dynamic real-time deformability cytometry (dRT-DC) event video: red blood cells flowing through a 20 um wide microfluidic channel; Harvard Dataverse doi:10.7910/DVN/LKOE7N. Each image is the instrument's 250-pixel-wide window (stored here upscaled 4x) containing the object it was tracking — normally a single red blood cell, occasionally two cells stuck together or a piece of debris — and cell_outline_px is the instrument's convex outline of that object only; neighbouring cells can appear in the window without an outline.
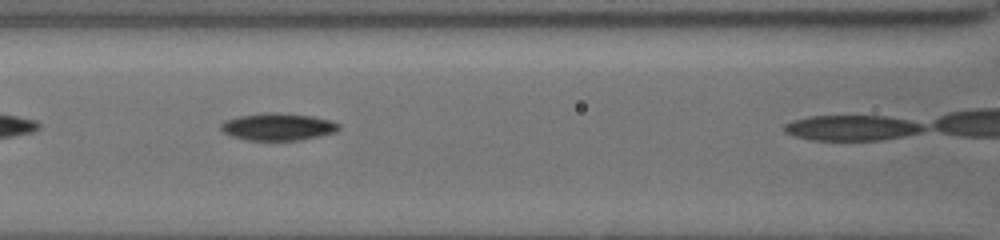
{"species": "common noctule bat (a hibernating species)", "species_latin": "Nyctalus noctula", "temperature_condition": "cold", "stored_images_in_passage": 11, "camera_frame_rate_fps": 3000, "um_per_image_px": 0.085, "animal": {"sex": "female", "body_mass_g": 19.5, "forearm_length_mm": 54.1}, "frame": {"image": 1, "passage_image": 10, "time_ms": 8.333, "image_size_px": [1000, 240], "cell_outline_px": [[340, 128], [332, 132], [316, 136], [296, 140], [248, 140], [232, 136], [224, 132], [220, 128], [220, 124], [224, 120], [240, 116], [272, 112], [312, 116], [328, 120], [340, 124]], "centroid_in_image_um": [23.57, 10.77], "position_along_channel_um": 143.0, "area_um2": 18.26}}